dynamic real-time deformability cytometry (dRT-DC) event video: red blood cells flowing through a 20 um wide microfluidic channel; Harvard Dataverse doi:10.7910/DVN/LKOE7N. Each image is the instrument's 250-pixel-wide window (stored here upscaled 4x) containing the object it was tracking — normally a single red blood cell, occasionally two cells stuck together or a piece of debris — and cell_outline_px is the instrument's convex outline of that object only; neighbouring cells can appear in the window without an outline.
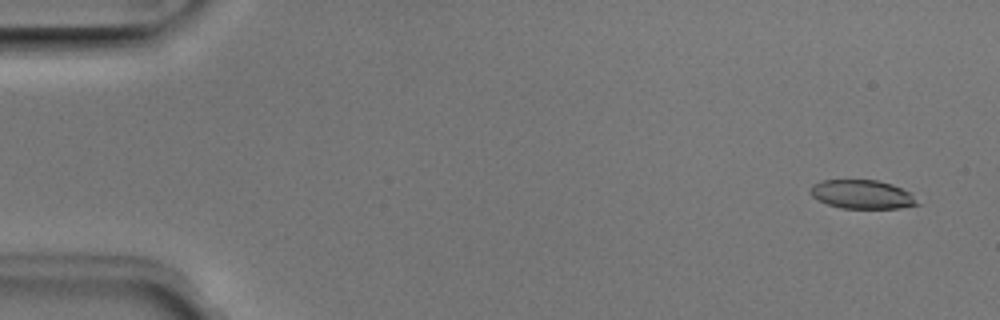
{"species": "Egyptian fruit bat (a non-hibernating species)", "species_latin": "Rousettus aegyptiacus", "temperature_condition": "room temperature", "stored_images_in_passage": 51, "camera_frame_rate_fps": 3000, "um_per_image_px": 0.085, "animal": {"sex": "male"}, "frame": {"image": 1, "passage_image": 3, "time_ms": 0.667, "image_size_px": [1000, 320], "cell_outline_px": [[920, 204], [900, 208], [840, 208], [828, 204], [812, 196], [812, 184], [820, 180], [876, 180], [892, 184], [912, 192]], "centroid_in_image_um": [73.33, 16.52], "position_along_channel_um": 11.7, "area_um2": 17.92}}
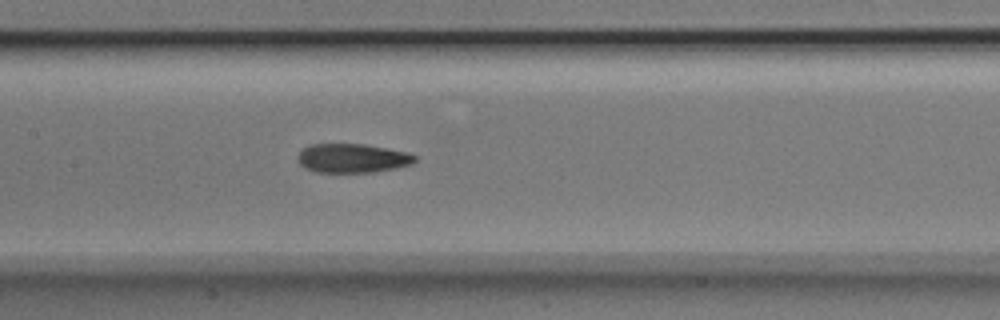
{"frame": {"image": 2, "passage_image": 25, "time_ms": 8.0, "image_size_px": [1000, 320], "cell_outline_px": [[416, 160], [412, 164], [396, 168], [372, 172], [316, 172], [304, 168], [300, 164], [296, 156], [308, 144], [364, 144], [404, 152], [416, 156]], "centroid_in_image_um": [29.91, 13.45], "position_along_channel_um": 177.5, "area_um2": 19.71}}
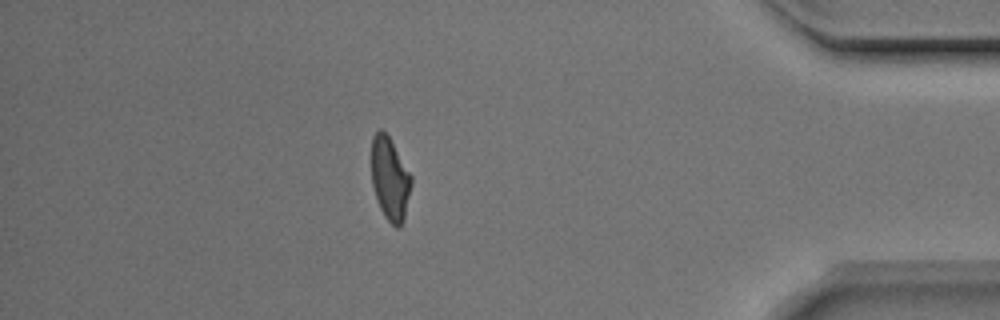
{"frame": {"image": 3, "passage_image": 45, "time_ms": 14.667, "image_size_px": [1000, 320], "cell_outline_px": [[412, 184], [404, 216], [400, 228], [396, 228], [384, 216], [380, 208], [372, 184], [372, 136], [380, 128], [388, 136], [412, 176]], "centroid_in_image_um": [33.15, 15.2], "position_along_channel_um": 402.1, "area_um2": 18.96}, "authors_computed_cell_mechanics": {"area_um2": 19.8832, "velocity_mm_per_s": 3.9789, "shape_relaxation_time_tau1_ms": 9.9075, "shape_relaxation_time_tau2_ms": 2.3172, "deformation_change_tau1": 0.2421, "deformation_change_tau2": 0.0988}}